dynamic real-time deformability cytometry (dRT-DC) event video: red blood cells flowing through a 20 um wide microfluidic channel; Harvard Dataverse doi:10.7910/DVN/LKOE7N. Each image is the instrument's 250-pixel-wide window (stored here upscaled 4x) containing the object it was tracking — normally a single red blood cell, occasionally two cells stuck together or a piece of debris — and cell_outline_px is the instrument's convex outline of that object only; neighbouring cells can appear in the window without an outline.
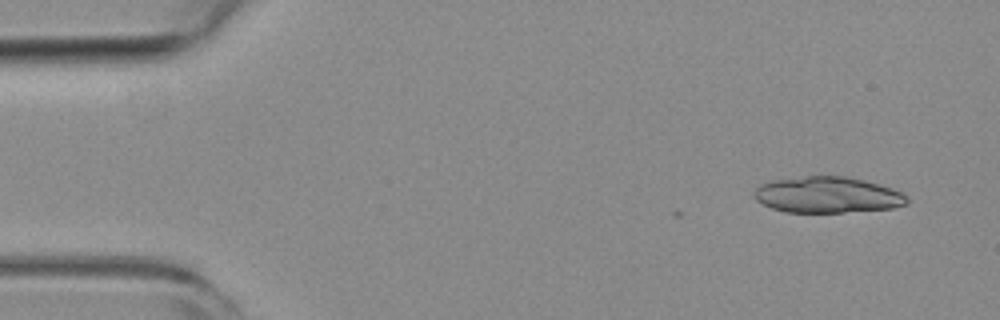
{"species": "common noctule bat (a hibernating species)", "species_latin": "Nyctalus noctula", "temperature_condition": "room temperature", "stored_images_in_passage": 4, "camera_frame_rate_fps": 3000, "um_per_image_px": 0.085, "animal": {"sex": "female", "body_mass_g": 19.3, "forearm_length_mm": 54.1}, "frame": {"image": 1, "passage_image": 4, "time_ms": 1.0, "image_size_px": [1000, 320], "cell_outline_px": [[908, 204], [892, 208], [844, 212], [784, 212], [772, 208], [756, 200], [752, 196], [752, 192], [760, 184], [772, 180], [808, 176], [844, 176], [864, 180], [892, 188], [908, 196]], "centroid_in_image_um": [70.31, 16.56], "position_along_channel_um": 14.7, "area_um2": 32.19}}